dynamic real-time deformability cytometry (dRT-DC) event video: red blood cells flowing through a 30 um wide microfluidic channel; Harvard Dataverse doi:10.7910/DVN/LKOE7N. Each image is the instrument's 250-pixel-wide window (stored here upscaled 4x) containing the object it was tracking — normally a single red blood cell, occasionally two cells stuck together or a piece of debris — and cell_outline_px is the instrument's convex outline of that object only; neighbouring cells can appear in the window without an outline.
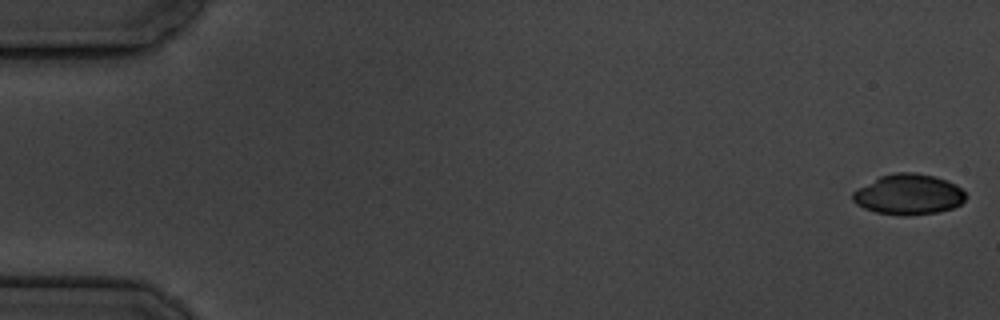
{"species": "common noctule bat (a hibernating species)", "species_latin": "Nyctalus noctula", "temperature_condition": "cold", "stored_images_in_passage": 6, "camera_frame_rate_fps": 3000, "um_per_image_px": 0.085, "animal": {"sex": "male", "body_mass_g": 19.5, "forearm_length_mm": 54.6}, "frame": {"image": 1, "passage_image": 1, "time_ms": 0.0, "image_size_px": [1000, 320], "cell_outline_px": [[968, 196], [960, 204], [952, 208], [936, 212], [908, 216], [904, 216], [876, 212], [864, 208], [856, 204], [852, 200], [852, 192], [856, 188], [880, 176], [896, 172], [916, 172], [936, 176], [948, 180], [956, 184]], "centroid_in_image_um": [77.22, 16.51], "position_along_channel_um": 7.8, "area_um2": 26.93}}
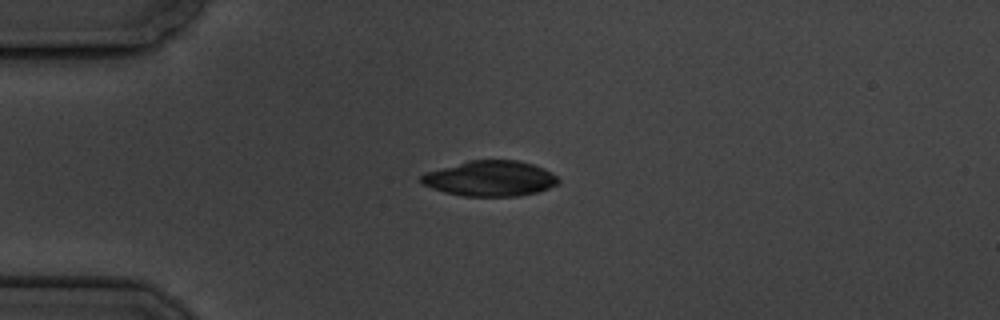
{"frame": {"image": 2, "passage_image": 5, "time_ms": 4.667, "image_size_px": [1000, 320], "cell_outline_px": [[560, 184], [536, 192], [516, 196], [464, 196], [444, 192], [420, 184], [420, 176], [424, 172], [468, 160], [520, 160], [544, 168], [552, 172], [560, 180]], "centroid_in_image_um": [41.65, 15.16], "position_along_channel_um": 43.4, "area_um2": 28.55}}